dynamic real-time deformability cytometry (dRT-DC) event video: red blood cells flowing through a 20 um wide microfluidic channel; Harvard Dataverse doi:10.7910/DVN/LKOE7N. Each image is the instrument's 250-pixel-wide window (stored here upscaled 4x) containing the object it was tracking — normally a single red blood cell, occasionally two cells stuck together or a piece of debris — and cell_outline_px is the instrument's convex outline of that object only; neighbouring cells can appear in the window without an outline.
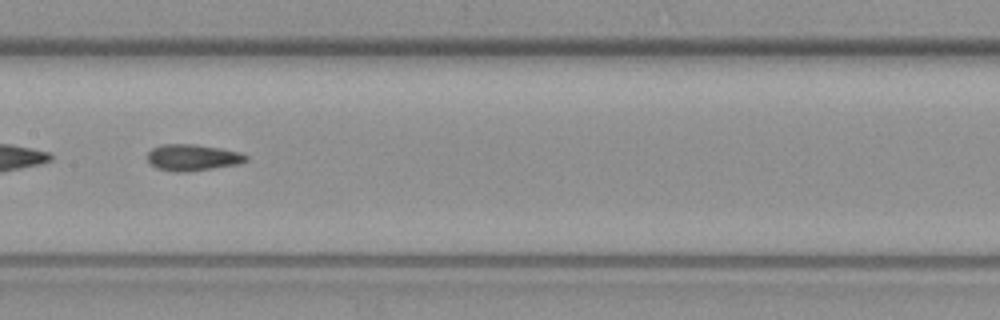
{"species": "common noctule bat (a hibernating species)", "species_latin": "Nyctalus noctula", "temperature_condition": "warm", "stored_images_in_passage": 57, "segment_of_instrument_passage": [2, 2], "camera_frame_rate_fps": 3000, "um_per_image_px": 0.085, "animal": {"sex": "female", "body_mass_g": 19.3, "forearm_length_mm": 54.1}, "frame": {"image": 1, "passage_image": 28, "time_ms": 9.0, "image_size_px": [1000, 320], "cell_outline_px": [[248, 160], [240, 164], [188, 172], [176, 172], [156, 168], [148, 164], [148, 152], [152, 148], [160, 144], [192, 144], [220, 148], [240, 152], [248, 156]], "centroid_in_image_um": [16.36, 13.39], "position_along_channel_um": 191.0, "area_um2": 15.37}}
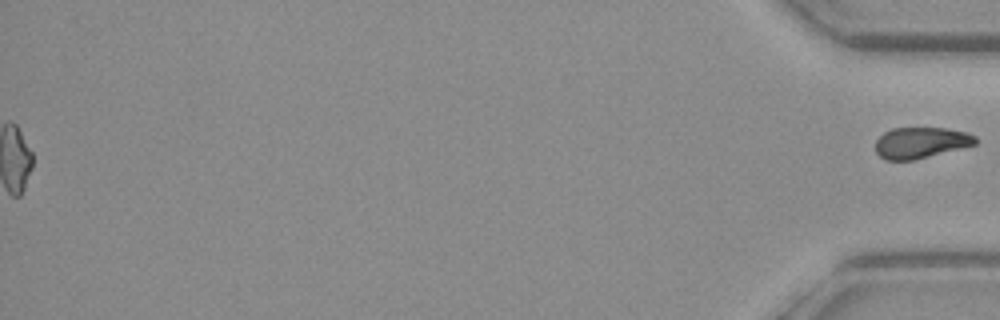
{"frame": {"image": 2, "passage_image": 57, "time_ms": 18.667, "image_size_px": [1000, 320], "cell_outline_px": [[976, 144], [912, 160], [888, 160], [880, 156], [876, 152], [876, 140], [884, 132], [892, 128], [944, 128], [964, 132], [976, 136]], "centroid_in_image_um": [78.24, 12.12], "position_along_channel_um": 357.0, "area_um2": 17.74}}